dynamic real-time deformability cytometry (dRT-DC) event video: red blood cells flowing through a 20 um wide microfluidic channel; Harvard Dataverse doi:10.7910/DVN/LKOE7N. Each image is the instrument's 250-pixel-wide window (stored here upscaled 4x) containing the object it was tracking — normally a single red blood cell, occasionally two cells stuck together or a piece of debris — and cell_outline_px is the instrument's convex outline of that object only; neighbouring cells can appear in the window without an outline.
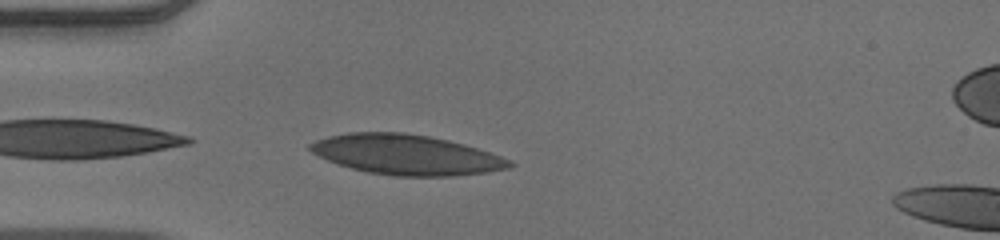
{"species": "human", "species_latin": "Homo sapiens", "temperature_condition": "warm", "stored_images_in_passage": 38, "camera_frame_rate_fps": 3000, "um_per_image_px": 0.085, "donor": {"sex": "male"}, "frame": {"image": 1, "passage_image": 1, "time_ms": 0.0, "image_size_px": [1000, 240], "cell_outline_px": [[516, 164], [512, 168], [488, 172], [452, 176], [392, 176], [368, 172], [352, 168], [328, 160], [312, 152], [308, 148], [308, 144], [316, 140], [328, 136], [348, 132], [404, 132], [428, 136], [448, 140], [464, 144], [512, 160]], "centroid_in_image_um": [34.56, 13.15], "position_along_channel_um": 50.4, "area_um2": 46.53}}
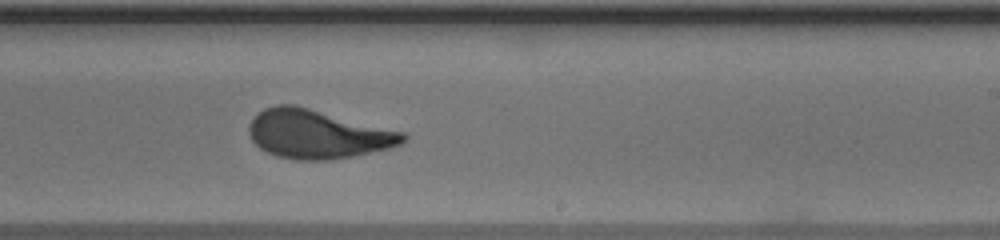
{"frame": {"image": 2, "passage_image": 18, "time_ms": 5.667, "image_size_px": [1000, 240], "cell_outline_px": [[408, 136], [400, 144], [388, 148], [352, 156], [332, 160], [296, 160], [276, 156], [260, 148], [252, 140], [248, 132], [248, 128], [252, 120], [264, 108], [276, 104], [292, 104], [404, 132]], "centroid_in_image_um": [26.97, 11.41], "position_along_channel_um": 262.0, "area_um2": 43.35}}
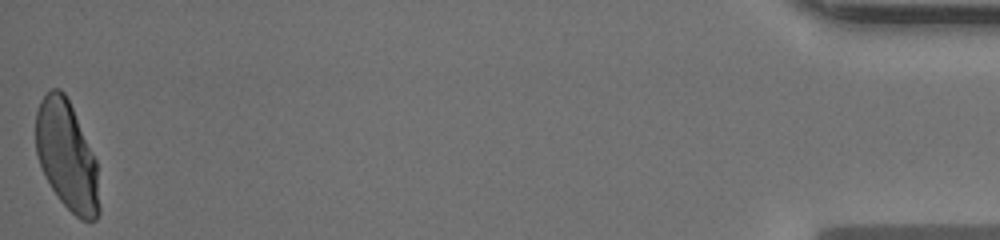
{"frame": {"image": 3, "passage_image": 38, "time_ms": 12.333, "image_size_px": [1000, 240], "cell_outline_px": [[100, 212], [96, 220], [80, 220], [60, 200], [52, 188], [40, 164], [36, 152], [36, 112], [40, 100], [52, 88], [60, 88], [64, 92], [72, 108], [96, 160], [100, 208]], "centroid_in_image_um": [5.68, 13.25], "position_along_channel_um": 429.5, "area_um2": 39.82}, "authors_computed_cell_mechanics": {"area_um2": 43.35, "velocity_mm_per_s": 3.9417, "shape_relaxation_time_tau1_ms": 6.5964, "shape_relaxation_time_tau2_ms": null, "deformation_change_tau1": 0.2429, "deformation_change_tau2": null}}